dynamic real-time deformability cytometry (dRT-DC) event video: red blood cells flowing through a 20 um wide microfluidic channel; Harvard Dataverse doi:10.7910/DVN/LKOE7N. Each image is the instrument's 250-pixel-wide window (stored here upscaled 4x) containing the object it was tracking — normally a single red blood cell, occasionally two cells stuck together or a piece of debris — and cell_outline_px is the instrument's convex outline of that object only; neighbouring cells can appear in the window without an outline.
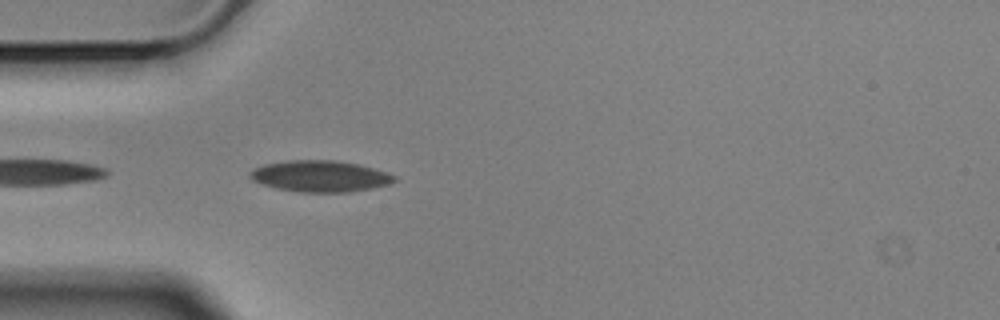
{"species": "Egyptian fruit bat (a non-hibernating species)", "species_latin": "Rousettus aegyptiacus", "temperature_condition": "cold", "stored_images_in_passage": 6, "camera_frame_rate_fps": 3000, "um_per_image_px": 0.085, "animal": {"sex": "male"}, "frame": {"image": 1, "passage_image": 2, "time_ms": 0.333, "image_size_px": [1000, 320], "cell_outline_px": [[396, 180], [388, 184], [372, 188], [348, 192], [300, 192], [276, 188], [252, 180], [248, 176], [248, 172], [264, 164], [288, 160], [336, 160], [360, 164], [396, 176]], "centroid_in_image_um": [27.19, 14.97], "position_along_channel_um": 57.8, "area_um2": 26.24}}